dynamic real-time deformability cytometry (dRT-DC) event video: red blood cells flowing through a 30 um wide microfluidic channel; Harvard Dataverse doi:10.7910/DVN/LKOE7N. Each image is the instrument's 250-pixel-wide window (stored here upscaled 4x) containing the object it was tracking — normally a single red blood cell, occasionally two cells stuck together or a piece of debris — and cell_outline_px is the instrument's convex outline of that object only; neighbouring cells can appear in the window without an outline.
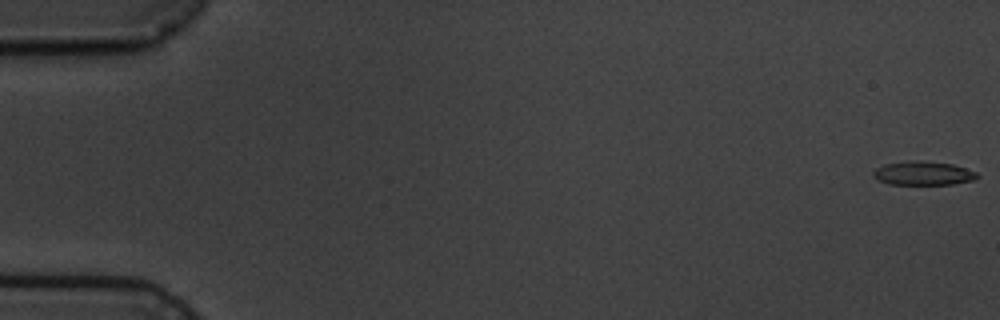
{"species": "common noctule bat (a hibernating species)", "species_latin": "Nyctalus noctula", "temperature_condition": "cold", "stored_images_in_passage": 4, "camera_frame_rate_fps": 3000, "um_per_image_px": 0.085, "animal": {"sex": "male", "body_mass_g": 19.5, "forearm_length_mm": 54.6}, "frame": {"image": 1, "passage_image": 1, "time_ms": 0.0, "image_size_px": [1000, 320], "cell_outline_px": [[980, 176], [976, 180], [952, 184], [888, 184], [872, 176], [872, 172], [876, 168], [884, 164], [916, 160], [920, 160], [952, 164], [976, 172]], "centroid_in_image_um": [78.48, 14.73], "position_along_channel_um": 6.5, "area_um2": 14.39}}